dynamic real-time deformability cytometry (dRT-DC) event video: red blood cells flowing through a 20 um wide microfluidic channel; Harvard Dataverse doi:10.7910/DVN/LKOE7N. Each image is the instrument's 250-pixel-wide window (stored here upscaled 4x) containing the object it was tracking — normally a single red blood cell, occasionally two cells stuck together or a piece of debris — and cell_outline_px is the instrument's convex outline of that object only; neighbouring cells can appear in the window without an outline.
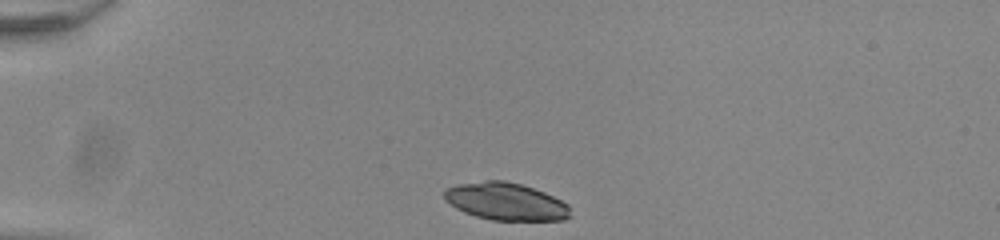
{"species": "common noctule bat (a hibernating species)", "species_latin": "Nyctalus noctula", "temperature_condition": "room temperature", "stored_images_in_passage": 34, "camera_frame_rate_fps": 3000, "um_per_image_px": 0.085, "animal": {"sex": "male", "body_mass_g": 20.0, "forearm_length_mm": 53.3}, "frame": {"image": 1, "passage_image": 1, "time_ms": 0.0, "image_size_px": [1000, 240], "cell_outline_px": [[572, 216], [564, 220], [492, 220], [476, 216], [464, 212], [456, 208], [444, 200], [444, 192], [448, 188], [456, 184], [484, 180], [504, 180], [520, 184], [544, 192], [568, 204]], "centroid_in_image_um": [42.99, 17.13], "position_along_channel_um": 42.0, "area_um2": 27.51}}
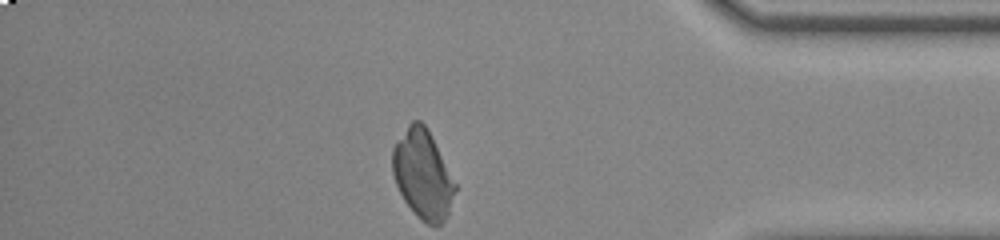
{"frame": {"image": 2, "passage_image": 34, "time_ms": 11.0, "image_size_px": [1000, 240], "cell_outline_px": [[456, 188], [448, 216], [440, 224], [428, 224], [404, 200], [396, 184], [392, 172], [392, 148], [396, 140], [408, 124], [412, 120], [420, 120], [428, 128], [456, 184]], "centroid_in_image_um": [35.92, 14.76], "position_along_channel_um": 399.3, "area_um2": 32.02}}